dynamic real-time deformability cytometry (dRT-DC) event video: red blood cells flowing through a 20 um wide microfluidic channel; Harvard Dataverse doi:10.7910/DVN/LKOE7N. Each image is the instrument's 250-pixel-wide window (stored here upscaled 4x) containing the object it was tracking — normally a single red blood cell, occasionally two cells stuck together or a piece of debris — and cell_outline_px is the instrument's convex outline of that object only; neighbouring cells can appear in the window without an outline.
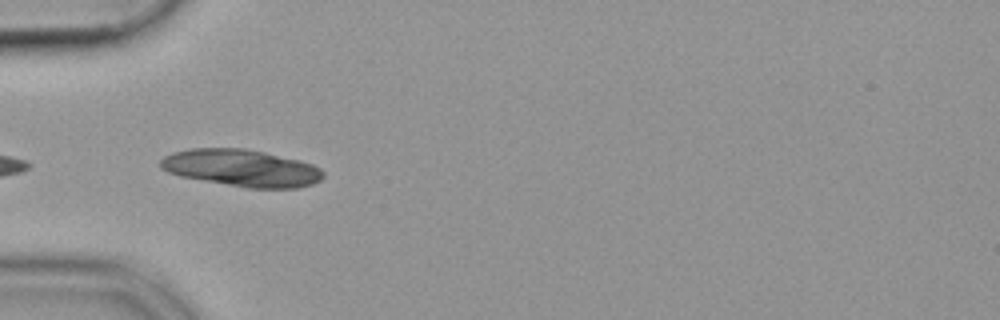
{"species": "common noctule bat (a hibernating species)", "species_latin": "Nyctalus noctula", "temperature_condition": "cold", "stored_images_in_passage": 5, "camera_frame_rate_fps": 3000, "um_per_image_px": 0.085, "animal": {"sex": "female", "body_mass_g": 19.9}, "frame": {"image": 1, "passage_image": 2, "time_ms": 0.333, "image_size_px": [1000, 320], "cell_outline_px": [[324, 176], [320, 180], [312, 184], [296, 188], [248, 188], [180, 176], [168, 172], [160, 168], [160, 160], [164, 156], [172, 152], [192, 148], [244, 148], [264, 152], [300, 160], [312, 164], [320, 168], [324, 172]], "centroid_in_image_um": [20.53, 14.27], "position_along_channel_um": 64.5, "area_um2": 35.14}}